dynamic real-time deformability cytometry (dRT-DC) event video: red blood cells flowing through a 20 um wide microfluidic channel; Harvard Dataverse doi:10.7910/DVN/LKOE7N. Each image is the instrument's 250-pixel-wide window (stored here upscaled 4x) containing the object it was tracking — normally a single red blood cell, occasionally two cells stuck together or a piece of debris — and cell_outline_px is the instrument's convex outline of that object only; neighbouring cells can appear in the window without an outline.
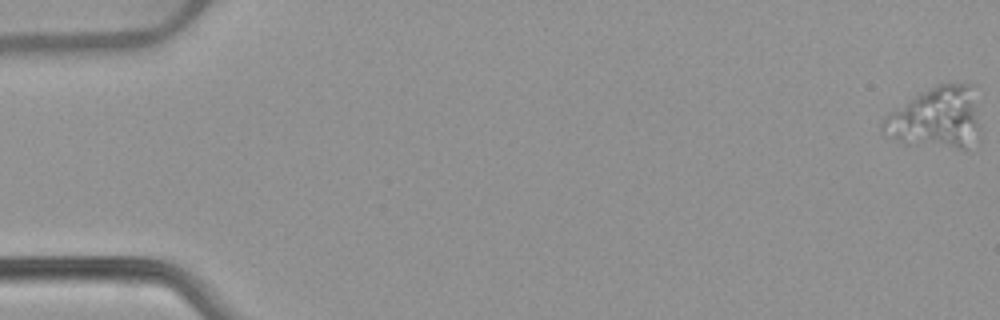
{"species": "common noctule bat (a hibernating species)", "species_latin": "Nyctalus noctula", "temperature_condition": "warm", "stored_images_in_passage": 6, "camera_frame_rate_fps": 3000, "um_per_image_px": 0.085, "animal": {"sex": "female", "body_mass_g": 22.7, "forearm_length_mm": 54.2}, "frame": {"image": 1, "passage_image": 1, "time_ms": 0.0, "image_size_px": [1000, 320], "cell_outline_px": [[976, 124], [972, 144], [968, 148], [956, 148], [904, 144], [880, 132], [880, 124], [884, 116], [888, 112], [916, 96], [940, 84], [976, 84]], "centroid_in_image_um": [79.5, 10.02], "position_along_channel_um": 5.5, "area_um2": 34.45}}
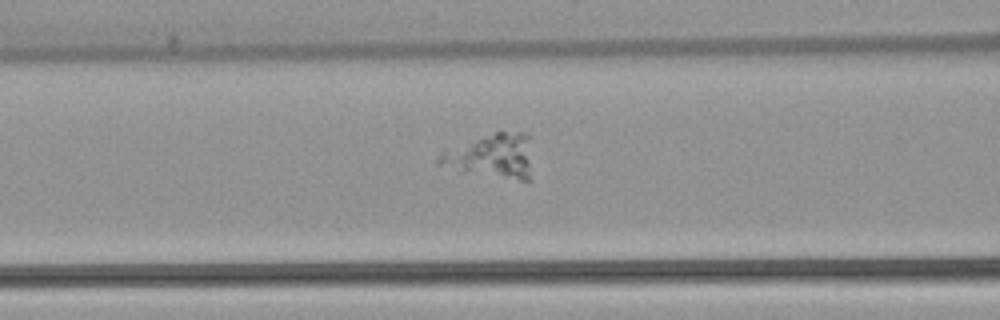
{"frame": {"image": 2, "passage_image": 6, "time_ms": 7.333, "image_size_px": [1000, 320], "cell_outline_px": [[532, 180], [520, 180], [460, 172], [436, 164], [436, 160], [440, 152], [496, 132], [524, 132], [528, 136]], "centroid_in_image_um": [41.79, 13.3], "position_along_channel_um": 124.8, "area_um2": 23.93}}